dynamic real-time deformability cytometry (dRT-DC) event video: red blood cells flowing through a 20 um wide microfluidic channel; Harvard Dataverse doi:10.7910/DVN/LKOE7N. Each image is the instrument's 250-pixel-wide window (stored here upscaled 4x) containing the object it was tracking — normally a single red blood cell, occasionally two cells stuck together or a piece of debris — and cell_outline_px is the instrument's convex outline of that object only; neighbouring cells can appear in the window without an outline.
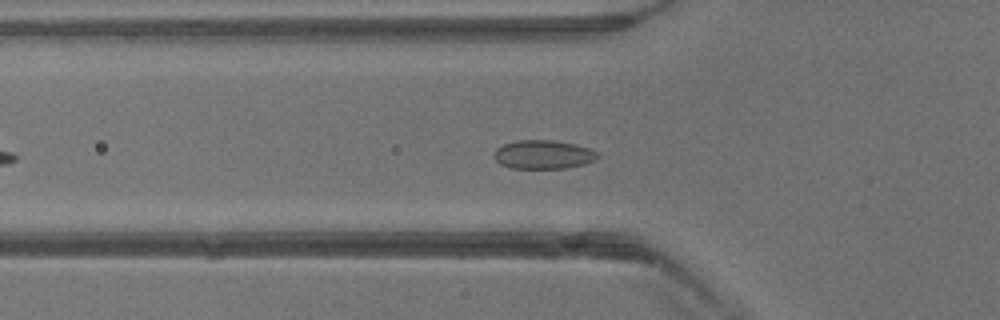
{"species": "common noctule bat (a hibernating species)", "species_latin": "Nyctalus noctula", "temperature_condition": "warm", "stored_images_in_passage": 26, "camera_frame_rate_fps": 3000, "um_per_image_px": 0.085, "animal": {"sex": "male", "body_mass_g": 13.3}, "frame": {"image": 1, "passage_image": 7, "time_ms": 2.0, "image_size_px": [1000, 320], "cell_outline_px": [[600, 156], [596, 160], [584, 164], [564, 168], [512, 168], [500, 164], [492, 156], [496, 148], [504, 144], [516, 140], [552, 140], [576, 144], [588, 148], [596, 152]], "centroid_in_image_um": [46.16, 13.13], "position_along_channel_um": 79.6, "area_um2": 17.4}}
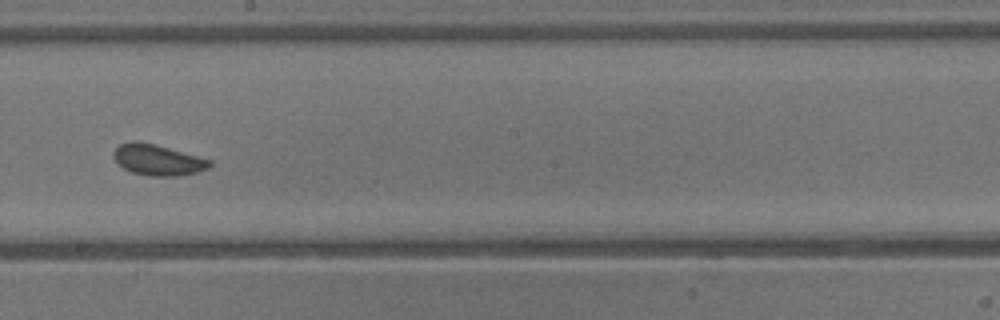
{"frame": {"image": 2, "passage_image": 16, "time_ms": 5.0, "image_size_px": [1000, 320], "cell_outline_px": [[212, 164], [208, 168], [196, 172], [176, 176], [148, 176], [132, 172], [116, 164], [112, 156], [112, 152], [120, 144], [132, 140], [136, 140], [168, 148], [212, 160]], "centroid_in_image_um": [13.35, 13.59], "position_along_channel_um": 234.8, "area_um2": 17.28}}
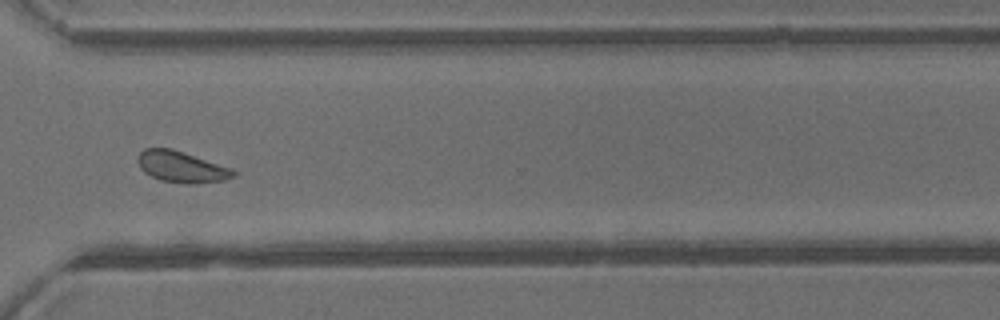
{"frame": {"image": 3, "passage_image": 23, "time_ms": 7.333, "image_size_px": [1000, 320], "cell_outline_px": [[236, 176], [224, 180], [188, 184], [160, 180], [144, 172], [140, 168], [136, 160], [140, 152], [144, 148], [172, 148], [232, 168], [236, 172]], "centroid_in_image_um": [15.41, 14.17], "position_along_channel_um": 355.2, "area_um2": 17.4}}